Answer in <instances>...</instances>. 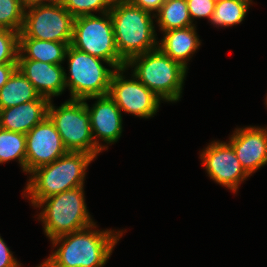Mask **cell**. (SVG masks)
Instances as JSON below:
<instances>
[{"instance_id": "obj_26", "label": "cell", "mask_w": 267, "mask_h": 267, "mask_svg": "<svg viewBox=\"0 0 267 267\" xmlns=\"http://www.w3.org/2000/svg\"><path fill=\"white\" fill-rule=\"evenodd\" d=\"M188 4L189 14L194 18H207L210 20L211 15L215 9V2L213 0H186Z\"/></svg>"}, {"instance_id": "obj_4", "label": "cell", "mask_w": 267, "mask_h": 267, "mask_svg": "<svg viewBox=\"0 0 267 267\" xmlns=\"http://www.w3.org/2000/svg\"><path fill=\"white\" fill-rule=\"evenodd\" d=\"M126 68L162 101L177 102L181 98L187 69L165 55L159 48L132 57Z\"/></svg>"}, {"instance_id": "obj_23", "label": "cell", "mask_w": 267, "mask_h": 267, "mask_svg": "<svg viewBox=\"0 0 267 267\" xmlns=\"http://www.w3.org/2000/svg\"><path fill=\"white\" fill-rule=\"evenodd\" d=\"M25 7L21 0H0V29L20 33L24 22Z\"/></svg>"}, {"instance_id": "obj_1", "label": "cell", "mask_w": 267, "mask_h": 267, "mask_svg": "<svg viewBox=\"0 0 267 267\" xmlns=\"http://www.w3.org/2000/svg\"><path fill=\"white\" fill-rule=\"evenodd\" d=\"M95 224L52 239L53 247L60 246L40 267H103L123 231L94 230Z\"/></svg>"}, {"instance_id": "obj_19", "label": "cell", "mask_w": 267, "mask_h": 267, "mask_svg": "<svg viewBox=\"0 0 267 267\" xmlns=\"http://www.w3.org/2000/svg\"><path fill=\"white\" fill-rule=\"evenodd\" d=\"M39 97L40 94L33 84L17 68L0 89V110L37 100Z\"/></svg>"}, {"instance_id": "obj_8", "label": "cell", "mask_w": 267, "mask_h": 267, "mask_svg": "<svg viewBox=\"0 0 267 267\" xmlns=\"http://www.w3.org/2000/svg\"><path fill=\"white\" fill-rule=\"evenodd\" d=\"M51 102L48 117L54 123L66 150L91 154L96 159L101 150L93 140L86 100L69 99L59 108Z\"/></svg>"}, {"instance_id": "obj_24", "label": "cell", "mask_w": 267, "mask_h": 267, "mask_svg": "<svg viewBox=\"0 0 267 267\" xmlns=\"http://www.w3.org/2000/svg\"><path fill=\"white\" fill-rule=\"evenodd\" d=\"M114 0H61L62 6L74 17L109 12Z\"/></svg>"}, {"instance_id": "obj_10", "label": "cell", "mask_w": 267, "mask_h": 267, "mask_svg": "<svg viewBox=\"0 0 267 267\" xmlns=\"http://www.w3.org/2000/svg\"><path fill=\"white\" fill-rule=\"evenodd\" d=\"M126 67L115 69L110 81L109 96L118 108L140 118H150L157 113L161 99L145 87L133 74L126 79Z\"/></svg>"}, {"instance_id": "obj_15", "label": "cell", "mask_w": 267, "mask_h": 267, "mask_svg": "<svg viewBox=\"0 0 267 267\" xmlns=\"http://www.w3.org/2000/svg\"><path fill=\"white\" fill-rule=\"evenodd\" d=\"M18 70L33 84L40 96L49 100L65 90L64 67L31 59H18Z\"/></svg>"}, {"instance_id": "obj_11", "label": "cell", "mask_w": 267, "mask_h": 267, "mask_svg": "<svg viewBox=\"0 0 267 267\" xmlns=\"http://www.w3.org/2000/svg\"><path fill=\"white\" fill-rule=\"evenodd\" d=\"M200 158L209 177L233 193H236L240 183L249 177L229 142H211L201 152Z\"/></svg>"}, {"instance_id": "obj_28", "label": "cell", "mask_w": 267, "mask_h": 267, "mask_svg": "<svg viewBox=\"0 0 267 267\" xmlns=\"http://www.w3.org/2000/svg\"><path fill=\"white\" fill-rule=\"evenodd\" d=\"M133 5L150 13L158 12L165 0H129Z\"/></svg>"}, {"instance_id": "obj_31", "label": "cell", "mask_w": 267, "mask_h": 267, "mask_svg": "<svg viewBox=\"0 0 267 267\" xmlns=\"http://www.w3.org/2000/svg\"><path fill=\"white\" fill-rule=\"evenodd\" d=\"M215 3H218V2H221V1H224V0H213Z\"/></svg>"}, {"instance_id": "obj_3", "label": "cell", "mask_w": 267, "mask_h": 267, "mask_svg": "<svg viewBox=\"0 0 267 267\" xmlns=\"http://www.w3.org/2000/svg\"><path fill=\"white\" fill-rule=\"evenodd\" d=\"M119 56L127 63L132 57L158 48L153 18L129 0H114L110 9Z\"/></svg>"}, {"instance_id": "obj_18", "label": "cell", "mask_w": 267, "mask_h": 267, "mask_svg": "<svg viewBox=\"0 0 267 267\" xmlns=\"http://www.w3.org/2000/svg\"><path fill=\"white\" fill-rule=\"evenodd\" d=\"M71 42H53L19 37L18 59H31L61 65Z\"/></svg>"}, {"instance_id": "obj_17", "label": "cell", "mask_w": 267, "mask_h": 267, "mask_svg": "<svg viewBox=\"0 0 267 267\" xmlns=\"http://www.w3.org/2000/svg\"><path fill=\"white\" fill-rule=\"evenodd\" d=\"M196 26L172 29L164 33L163 39L158 42V48L172 60L179 62L186 69L194 52L201 45Z\"/></svg>"}, {"instance_id": "obj_9", "label": "cell", "mask_w": 267, "mask_h": 267, "mask_svg": "<svg viewBox=\"0 0 267 267\" xmlns=\"http://www.w3.org/2000/svg\"><path fill=\"white\" fill-rule=\"evenodd\" d=\"M74 19L60 2L32 5L25 8L19 37L71 42Z\"/></svg>"}, {"instance_id": "obj_12", "label": "cell", "mask_w": 267, "mask_h": 267, "mask_svg": "<svg viewBox=\"0 0 267 267\" xmlns=\"http://www.w3.org/2000/svg\"><path fill=\"white\" fill-rule=\"evenodd\" d=\"M66 152L61 136L47 116L26 134L25 173L56 161Z\"/></svg>"}, {"instance_id": "obj_13", "label": "cell", "mask_w": 267, "mask_h": 267, "mask_svg": "<svg viewBox=\"0 0 267 267\" xmlns=\"http://www.w3.org/2000/svg\"><path fill=\"white\" fill-rule=\"evenodd\" d=\"M96 99V103L86 108L89 113L91 132L95 145L102 151L108 149L107 145L99 143V139L107 144L118 141L122 134V113L109 95L92 96L83 100ZM98 139H97V138Z\"/></svg>"}, {"instance_id": "obj_30", "label": "cell", "mask_w": 267, "mask_h": 267, "mask_svg": "<svg viewBox=\"0 0 267 267\" xmlns=\"http://www.w3.org/2000/svg\"><path fill=\"white\" fill-rule=\"evenodd\" d=\"M23 6L25 8L32 6V5H37V4H46V2H48V4L51 3H56V2H61V0H21Z\"/></svg>"}, {"instance_id": "obj_29", "label": "cell", "mask_w": 267, "mask_h": 267, "mask_svg": "<svg viewBox=\"0 0 267 267\" xmlns=\"http://www.w3.org/2000/svg\"><path fill=\"white\" fill-rule=\"evenodd\" d=\"M16 69L17 63H0V89L7 83Z\"/></svg>"}, {"instance_id": "obj_7", "label": "cell", "mask_w": 267, "mask_h": 267, "mask_svg": "<svg viewBox=\"0 0 267 267\" xmlns=\"http://www.w3.org/2000/svg\"><path fill=\"white\" fill-rule=\"evenodd\" d=\"M74 19L71 46L109 62L115 69L126 66L119 56L110 12Z\"/></svg>"}, {"instance_id": "obj_22", "label": "cell", "mask_w": 267, "mask_h": 267, "mask_svg": "<svg viewBox=\"0 0 267 267\" xmlns=\"http://www.w3.org/2000/svg\"><path fill=\"white\" fill-rule=\"evenodd\" d=\"M16 160L25 172L26 135L0 128V164Z\"/></svg>"}, {"instance_id": "obj_25", "label": "cell", "mask_w": 267, "mask_h": 267, "mask_svg": "<svg viewBox=\"0 0 267 267\" xmlns=\"http://www.w3.org/2000/svg\"><path fill=\"white\" fill-rule=\"evenodd\" d=\"M19 54V33L0 29V63H17Z\"/></svg>"}, {"instance_id": "obj_2", "label": "cell", "mask_w": 267, "mask_h": 267, "mask_svg": "<svg viewBox=\"0 0 267 267\" xmlns=\"http://www.w3.org/2000/svg\"><path fill=\"white\" fill-rule=\"evenodd\" d=\"M94 156L67 151L63 156L36 168L29 177L25 193L36 207L43 199L84 185L86 170Z\"/></svg>"}, {"instance_id": "obj_6", "label": "cell", "mask_w": 267, "mask_h": 267, "mask_svg": "<svg viewBox=\"0 0 267 267\" xmlns=\"http://www.w3.org/2000/svg\"><path fill=\"white\" fill-rule=\"evenodd\" d=\"M68 59L67 76L64 71L66 88L69 87L71 98L83 100L92 96L109 94L110 81L115 68L107 61L82 52L69 45L66 57ZM107 63L111 68L102 65Z\"/></svg>"}, {"instance_id": "obj_16", "label": "cell", "mask_w": 267, "mask_h": 267, "mask_svg": "<svg viewBox=\"0 0 267 267\" xmlns=\"http://www.w3.org/2000/svg\"><path fill=\"white\" fill-rule=\"evenodd\" d=\"M49 103L48 98L40 96L37 100L0 110V128L26 135L48 116Z\"/></svg>"}, {"instance_id": "obj_5", "label": "cell", "mask_w": 267, "mask_h": 267, "mask_svg": "<svg viewBox=\"0 0 267 267\" xmlns=\"http://www.w3.org/2000/svg\"><path fill=\"white\" fill-rule=\"evenodd\" d=\"M83 188L84 185L50 196L36 206L44 207L38 219L43 222L44 232L50 240L95 223L87 210Z\"/></svg>"}, {"instance_id": "obj_27", "label": "cell", "mask_w": 267, "mask_h": 267, "mask_svg": "<svg viewBox=\"0 0 267 267\" xmlns=\"http://www.w3.org/2000/svg\"><path fill=\"white\" fill-rule=\"evenodd\" d=\"M0 267H21V264L13 257L7 244L0 236Z\"/></svg>"}, {"instance_id": "obj_20", "label": "cell", "mask_w": 267, "mask_h": 267, "mask_svg": "<svg viewBox=\"0 0 267 267\" xmlns=\"http://www.w3.org/2000/svg\"><path fill=\"white\" fill-rule=\"evenodd\" d=\"M155 18L159 30L163 32L195 25L192 23L186 0H165Z\"/></svg>"}, {"instance_id": "obj_14", "label": "cell", "mask_w": 267, "mask_h": 267, "mask_svg": "<svg viewBox=\"0 0 267 267\" xmlns=\"http://www.w3.org/2000/svg\"><path fill=\"white\" fill-rule=\"evenodd\" d=\"M228 142L249 176L267 164V128H237Z\"/></svg>"}, {"instance_id": "obj_21", "label": "cell", "mask_w": 267, "mask_h": 267, "mask_svg": "<svg viewBox=\"0 0 267 267\" xmlns=\"http://www.w3.org/2000/svg\"><path fill=\"white\" fill-rule=\"evenodd\" d=\"M252 0H224L215 4L210 22L213 25L229 27L240 24L246 16Z\"/></svg>"}]
</instances>
